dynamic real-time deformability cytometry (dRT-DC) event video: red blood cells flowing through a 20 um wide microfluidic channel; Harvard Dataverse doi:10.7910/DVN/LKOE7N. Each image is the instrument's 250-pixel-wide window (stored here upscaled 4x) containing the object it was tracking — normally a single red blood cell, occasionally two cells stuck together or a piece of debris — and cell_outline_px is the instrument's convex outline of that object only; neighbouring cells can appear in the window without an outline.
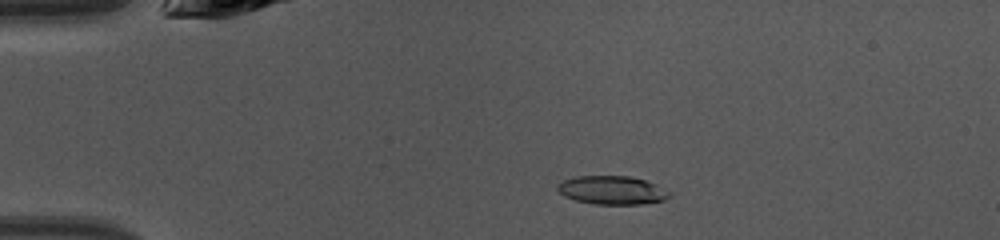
{"species": "common noctule bat (a hibernating species)", "species_latin": "Nyctalus noctula", "temperature_condition": "warm", "stored_images_in_passage": 47, "camera_frame_rate_fps": 3000, "um_per_image_px": 0.085, "animal": {"sex": "female", "body_mass_g": 10.0, "forearm_length_mm": 53.1}, "frame": {"image": 1, "passage_image": 10, "time_ms": 3.0, "image_size_px": [1000, 240], "cell_outline_px": [[672, 196], [664, 200], [640, 204], [596, 204], [576, 200], [564, 196], [556, 188], [556, 184], [564, 180], [576, 176], [628, 176], [644, 180], [656, 184], [672, 192]], "centroid_in_image_um": [52.04, 16.16], "position_along_channel_um": 33.0, "area_um2": 18.61}}
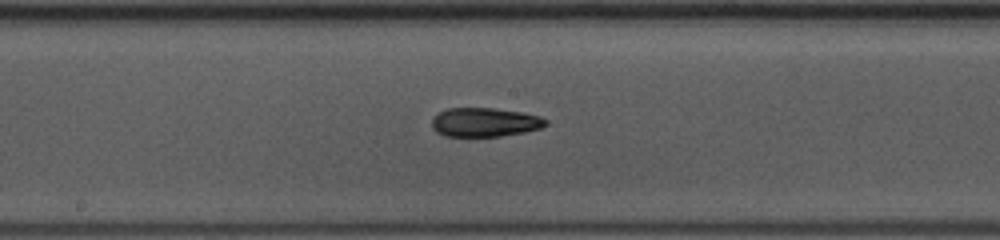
{"frame": {"image": 2, "passage_image": 25, "time_ms": 8.0, "image_size_px": [1000, 240], "cell_outline_px": [[548, 124], [540, 128], [524, 132], [500, 136], [444, 136], [436, 132], [432, 128], [432, 116], [448, 108], [492, 108], [524, 112], [540, 116], [548, 120]], "centroid_in_image_um": [41.2, 10.38], "position_along_channel_um": 207.0, "area_um2": 19.36}}
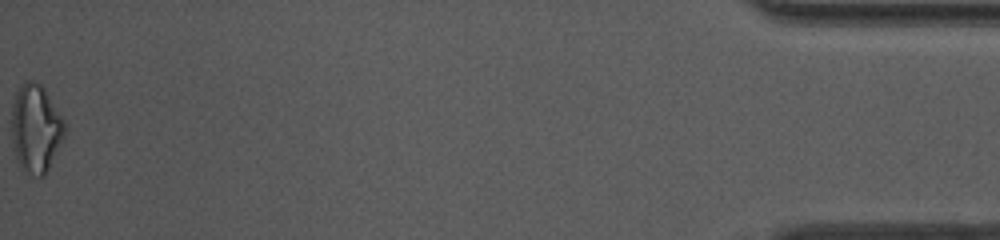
{"frame": {"image": 3, "passage_image": 47, "time_ms": 15.333, "image_size_px": [1000, 240], "cell_outline_px": [[68, 124], [64, 136], [48, 172], [44, 176], [40, 176], [24, 172], [20, 168], [16, 156], [12, 140], [12, 104], [16, 92], [28, 80], [32, 80], [40, 84], [44, 88]], "centroid_in_image_um": [3.07, 10.94], "position_along_channel_um": 432.1, "area_um2": 27.46}, "authors_computed_cell_mechanics": {"area_um2": 19.5364, "velocity_mm_per_s": 4.3298, "shape_relaxation_time_tau1_ms": 6.2905, "shape_relaxation_time_tau2_ms": 5.8927, "deformation_change_tau1": 0.1852, "deformation_change_tau2": 0.1529}}